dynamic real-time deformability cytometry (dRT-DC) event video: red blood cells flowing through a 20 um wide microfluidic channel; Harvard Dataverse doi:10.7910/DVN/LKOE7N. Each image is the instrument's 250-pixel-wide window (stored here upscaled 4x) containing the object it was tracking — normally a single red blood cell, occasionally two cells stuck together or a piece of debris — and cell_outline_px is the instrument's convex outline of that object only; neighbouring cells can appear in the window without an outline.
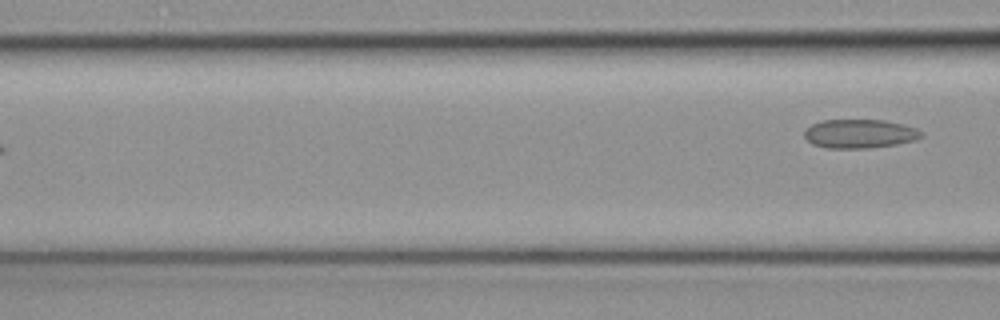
{"species": "common noctule bat (a hibernating species)", "species_latin": "Nyctalus noctula", "temperature_condition": "cold", "stored_images_in_passage": 5, "camera_frame_rate_fps": 3000, "um_per_image_px": 0.085, "animal": {"sex": "female", "body_mass_g": 19.3, "forearm_length_mm": 54.1}, "frame": {"image": 1, "passage_image": 5, "time_ms": 1.333, "image_size_px": [1000, 320], "cell_outline_px": [[924, 136], [916, 140], [896, 144], [868, 148], [828, 148], [812, 144], [804, 136], [804, 132], [812, 124], [820, 120], [884, 120], [916, 128], [924, 132]], "centroid_in_image_um": [73.09, 11.37], "position_along_channel_um": 93.5, "area_um2": 19.65}}